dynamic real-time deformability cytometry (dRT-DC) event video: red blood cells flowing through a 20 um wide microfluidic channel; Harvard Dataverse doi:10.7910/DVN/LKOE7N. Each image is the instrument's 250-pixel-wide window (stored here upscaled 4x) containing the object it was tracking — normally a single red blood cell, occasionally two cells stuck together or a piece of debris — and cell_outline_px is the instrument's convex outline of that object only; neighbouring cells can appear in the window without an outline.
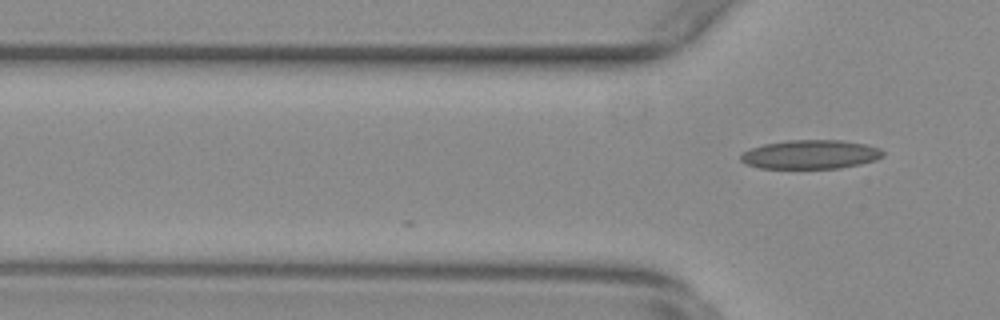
{"species": "common noctule bat (a hibernating species)", "species_latin": "Nyctalus noctula", "temperature_condition": "warm", "stored_images_in_passage": 3, "camera_frame_rate_fps": 3000, "um_per_image_px": 0.085, "animal": {"sex": "female", "body_mass_g": 29.2, "forearm_length_mm": 56.3}, "frame": {"image": 1, "passage_image": 3, "time_ms": 0.667, "image_size_px": [1000, 320], "cell_outline_px": [[884, 156], [876, 160], [860, 164], [840, 168], [760, 168], [748, 164], [740, 160], [740, 156], [744, 152], [752, 148], [764, 144], [788, 140], [840, 140], [868, 144], [880, 148], [884, 152]], "centroid_in_image_um": [68.95, 13.12], "position_along_channel_um": 56.9, "area_um2": 23.99}}